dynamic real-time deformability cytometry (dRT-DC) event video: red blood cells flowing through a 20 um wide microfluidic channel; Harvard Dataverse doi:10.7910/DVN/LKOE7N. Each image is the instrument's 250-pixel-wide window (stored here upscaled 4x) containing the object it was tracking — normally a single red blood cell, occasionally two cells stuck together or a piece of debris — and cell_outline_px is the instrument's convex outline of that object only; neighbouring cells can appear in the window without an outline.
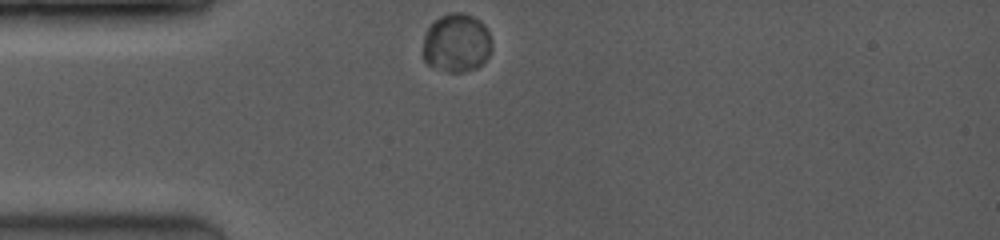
{"species": "common noctule bat (a hibernating species)", "species_latin": "Nyctalus noctula", "temperature_condition": "room temperature", "stored_images_in_passage": 3, "camera_frame_rate_fps": 3500, "um_per_image_px": 0.085, "animal": {"sex": "female", "body_mass_g": 19.0, "forearm_length_mm": 53.3}, "frame": {"image": 1, "passage_image": 1, "time_ms": 0.0, "image_size_px": [1000, 240], "cell_outline_px": [[488, 56], [476, 68], [464, 72], [448, 72], [428, 64], [424, 60], [420, 52], [424, 36], [432, 20], [448, 12], [460, 12], [472, 16], [480, 20], [484, 24], [488, 32]], "centroid_in_image_um": [38.72, 3.63], "position_along_channel_um": 46.3, "area_um2": 23.52}}